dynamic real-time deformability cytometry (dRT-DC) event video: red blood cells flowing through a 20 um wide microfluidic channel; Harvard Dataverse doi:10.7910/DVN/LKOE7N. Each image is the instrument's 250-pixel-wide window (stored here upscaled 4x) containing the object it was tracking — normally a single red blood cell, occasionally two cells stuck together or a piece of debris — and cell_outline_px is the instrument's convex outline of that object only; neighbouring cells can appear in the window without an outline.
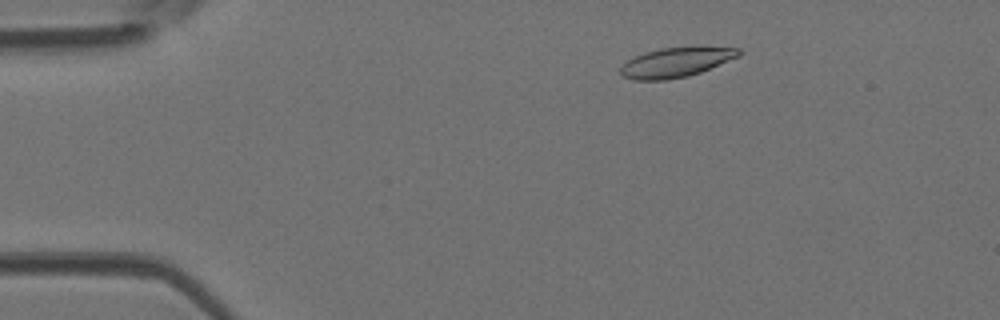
{"species": "Egyptian fruit bat (a non-hibernating species)", "species_latin": "Rousettus aegyptiacus", "temperature_condition": "room temperature", "stored_images_in_passage": 46, "camera_frame_rate_fps": 3000, "um_per_image_px": 0.085, "animal": {"sex": "female"}, "frame": {"image": 1, "passage_image": 6, "time_ms": 1.667, "image_size_px": [1000, 320], "cell_outline_px": [[744, 52], [740, 56], [700, 72], [688, 76], [664, 80], [636, 80], [624, 76], [620, 72], [620, 68], [628, 60], [644, 52], [664, 48], [740, 48]], "centroid_in_image_um": [57.46, 5.31], "position_along_channel_um": 27.5, "area_um2": 19.88}}
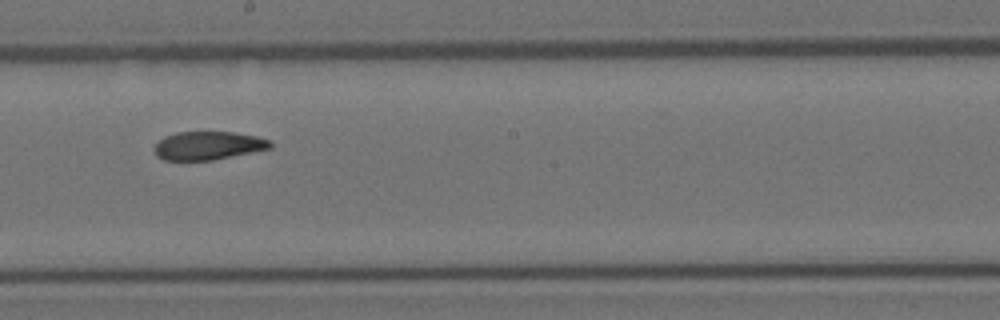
{"frame": {"image": 2, "passage_image": 25, "time_ms": 8.0, "image_size_px": [1000, 320], "cell_outline_px": [[272, 148], [212, 160], [164, 160], [156, 156], [152, 148], [164, 136], [176, 132], [232, 132], [256, 136], [272, 140]], "centroid_in_image_um": [17.68, 12.37], "position_along_channel_um": 230.5, "area_um2": 19.25}}
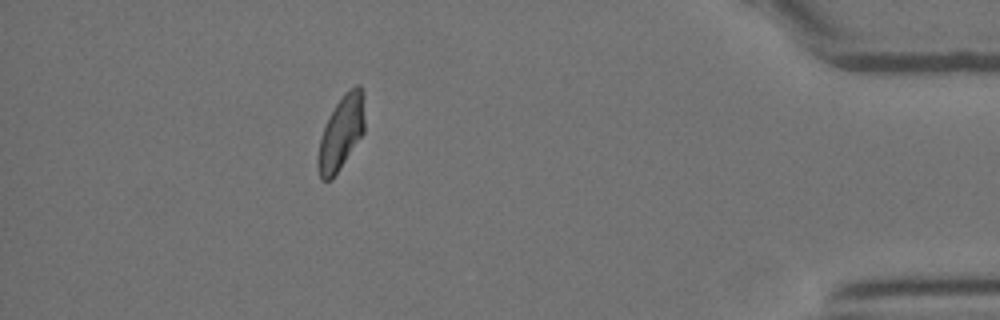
{"frame": {"image": 3, "passage_image": 41, "time_ms": 13.333, "image_size_px": [1000, 320], "cell_outline_px": [[364, 132], [332, 180], [320, 180], [316, 164], [316, 160], [320, 140], [324, 128], [336, 104], [348, 88], [356, 84], [360, 84], [364, 92]], "centroid_in_image_um": [29.0, 11.28], "position_along_channel_um": 406.2, "area_um2": 20.11}, "authors_computed_cell_mechanics": {"area_um2": 20.4034, "velocity_mm_per_s": 4.2143, "shape_relaxation_time_tau1_ms": 5.4881, "shape_relaxation_time_tau2_ms": 1.7133, "deformation_change_tau1": 0.1974, "deformation_change_tau2": 0.0795}}